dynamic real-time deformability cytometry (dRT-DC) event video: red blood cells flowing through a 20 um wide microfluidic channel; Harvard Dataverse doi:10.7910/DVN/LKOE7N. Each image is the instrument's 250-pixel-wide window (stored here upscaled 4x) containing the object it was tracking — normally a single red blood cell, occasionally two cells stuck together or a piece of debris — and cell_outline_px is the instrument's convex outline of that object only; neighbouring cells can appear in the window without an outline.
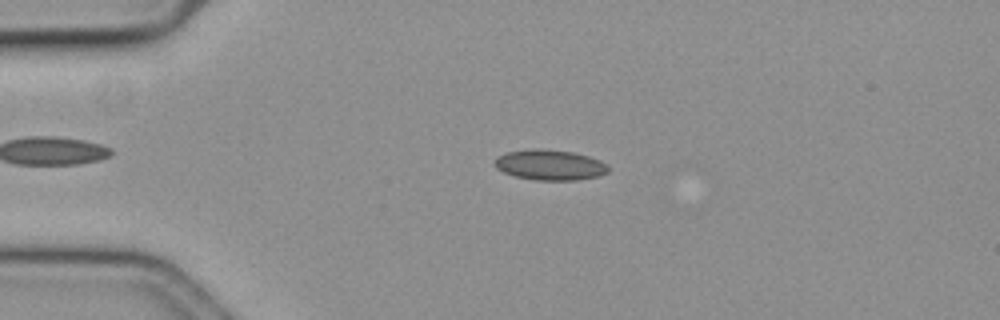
{"species": "common noctule bat (a hibernating species)", "species_latin": "Nyctalus noctula", "temperature_condition": "cold", "stored_images_in_passage": 19, "camera_frame_rate_fps": 3000, "um_per_image_px": 0.085, "animal": {"sex": "female", "body_mass_g": 19.3, "forearm_length_mm": 54.1}, "frame": {"image": 1, "passage_image": 11, "time_ms": 3.333, "image_size_px": [1000, 320], "cell_outline_px": [[608, 172], [596, 176], [576, 180], [532, 180], [516, 176], [504, 172], [496, 168], [496, 156], [508, 152], [532, 148], [536, 148], [572, 152], [588, 156], [600, 160], [608, 164]], "centroid_in_image_um": [46.74, 14.02], "position_along_channel_um": 38.3, "area_um2": 20.0}}
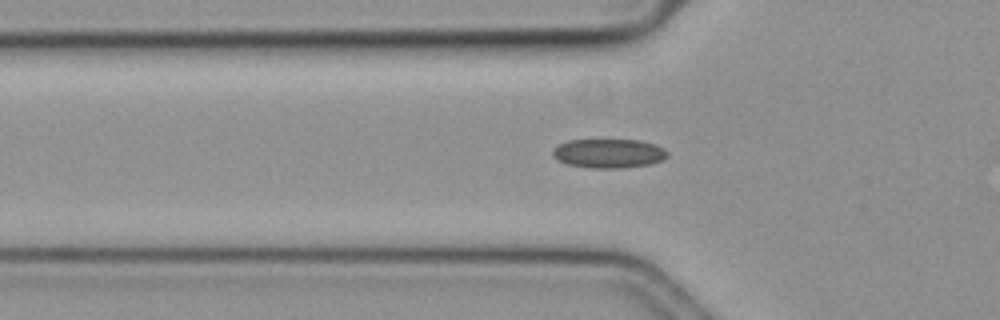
{"frame": {"image": 2, "passage_image": 17, "time_ms": 5.333, "image_size_px": [1000, 320], "cell_outline_px": [[668, 156], [664, 160], [648, 164], [624, 168], [592, 168], [568, 164], [552, 156], [552, 152], [560, 144], [568, 140], [640, 140], [656, 144], [664, 148], [668, 152]], "centroid_in_image_um": [51.8, 13.03], "position_along_channel_um": 74.0, "area_um2": 19.42}}